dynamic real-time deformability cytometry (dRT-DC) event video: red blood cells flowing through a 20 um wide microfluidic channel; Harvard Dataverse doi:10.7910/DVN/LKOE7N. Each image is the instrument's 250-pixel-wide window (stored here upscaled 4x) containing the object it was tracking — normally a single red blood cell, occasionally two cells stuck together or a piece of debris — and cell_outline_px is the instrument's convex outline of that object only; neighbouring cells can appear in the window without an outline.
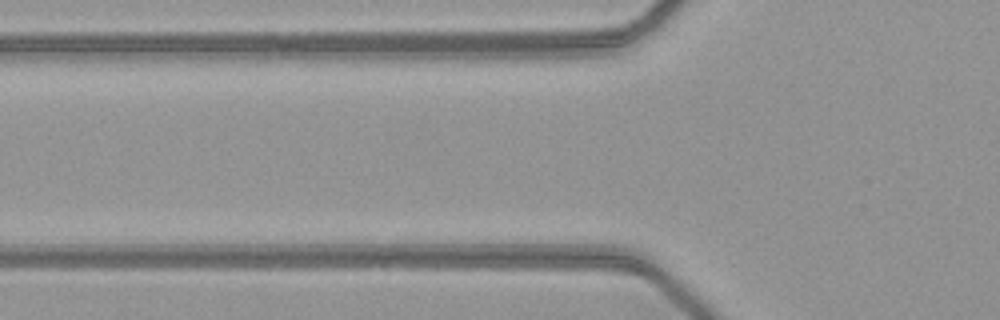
{"species": "common noctule bat (a hibernating species)", "species_latin": "Nyctalus noctula", "temperature_condition": "warm", "stored_images_in_passage": 3, "camera_frame_rate_fps": 3000, "um_per_image_px": 0.085, "animal": {"sex": "female", "body_mass_g": 21.9}, "frame": {"image": 1, "passage_image": 3, "time_ms": 0.667, "image_size_px": [1000, 320], "cell_outline_px": [[608, 272], [524, 272], [476, 268], [464, 264], [484, 256], [580, 256], [600, 264]], "centroid_in_image_um": [45.7, 22.44], "position_along_channel_um": 80.1, "area_um2": 13.58}}